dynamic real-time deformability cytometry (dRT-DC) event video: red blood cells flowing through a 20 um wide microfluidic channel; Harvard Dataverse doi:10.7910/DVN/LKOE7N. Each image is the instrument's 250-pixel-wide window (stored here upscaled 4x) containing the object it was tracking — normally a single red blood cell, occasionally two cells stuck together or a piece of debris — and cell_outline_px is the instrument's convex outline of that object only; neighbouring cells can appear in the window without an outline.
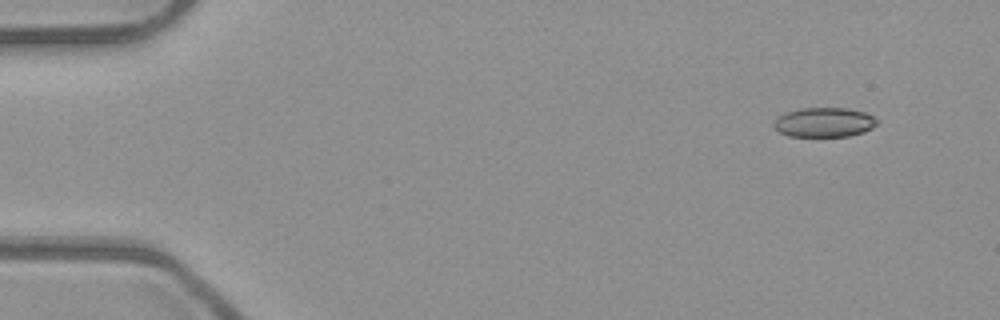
{"species": "common noctule bat (a hibernating species)", "species_latin": "Nyctalus noctula", "temperature_condition": "room temperature", "stored_images_in_passage": 4, "camera_frame_rate_fps": 3000, "um_per_image_px": 0.085, "animal": {"sex": "male", "body_mass_g": 23.1, "forearm_length_mm": 52.7}, "frame": {"image": 1, "passage_image": 1, "time_ms": 0.0, "image_size_px": [1000, 320], "cell_outline_px": [[880, 120], [872, 128], [864, 132], [848, 136], [788, 136], [780, 132], [772, 124], [784, 112], [800, 108], [844, 108], [864, 112]], "centroid_in_image_um": [70.06, 10.39], "position_along_channel_um": 14.9, "area_um2": 17.69}}
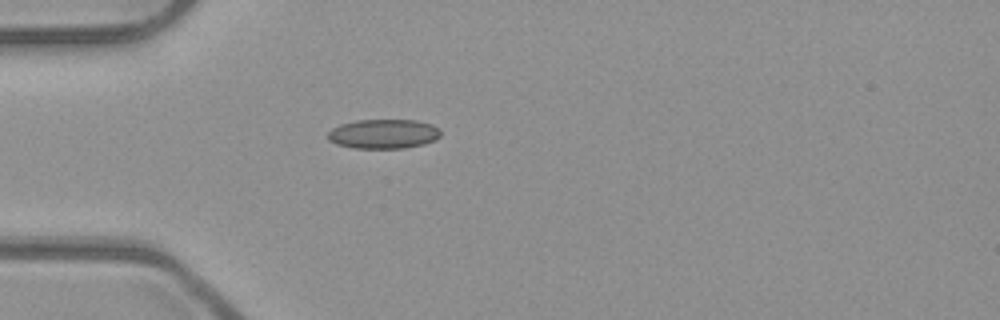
{"frame": {"image": 2, "passage_image": 4, "time_ms": 1.0, "image_size_px": [1000, 320], "cell_outline_px": [[440, 136], [424, 144], [404, 148], [356, 148], [336, 144], [328, 140], [328, 132], [332, 128], [340, 124], [356, 120], [416, 120], [432, 124], [440, 128]], "centroid_in_image_um": [32.59, 11.37], "position_along_channel_um": 52.4, "area_um2": 19.36}}